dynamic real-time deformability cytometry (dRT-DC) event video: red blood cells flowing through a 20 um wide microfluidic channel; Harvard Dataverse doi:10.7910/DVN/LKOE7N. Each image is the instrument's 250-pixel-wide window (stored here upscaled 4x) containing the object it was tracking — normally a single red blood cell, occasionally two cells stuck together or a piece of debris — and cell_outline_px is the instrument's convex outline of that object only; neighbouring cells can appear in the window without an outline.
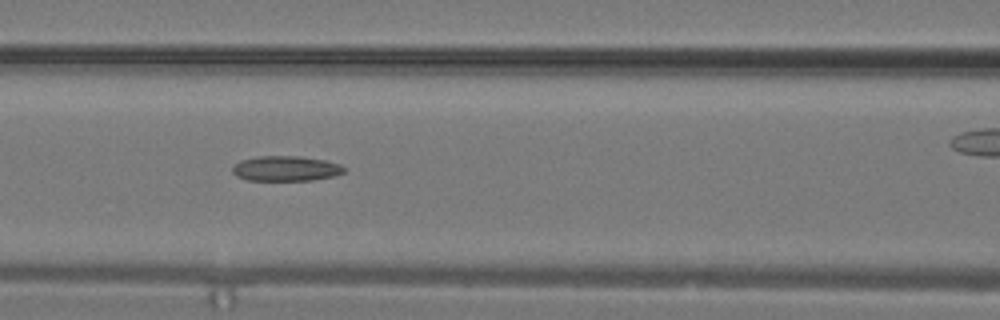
{"species": "common noctule bat (a hibernating species)", "species_latin": "Nyctalus noctula", "temperature_condition": "warm", "stored_images_in_passage": 19, "camera_frame_rate_fps": 3000, "um_per_image_px": 0.085, "animal": {"sex": "male", "body_mass_g": 19.2, "forearm_length_mm": 51.8}, "frame": {"image": 1, "passage_image": 11, "time_ms": 3.333, "image_size_px": [1000, 320], "cell_outline_px": [[348, 168], [344, 172], [336, 176], [312, 180], [248, 180], [236, 176], [232, 172], [232, 164], [240, 160], [260, 156], [300, 156], [324, 160], [340, 164]], "centroid_in_image_um": [24.3, 14.32], "position_along_channel_um": 142.3, "area_um2": 16.53}}
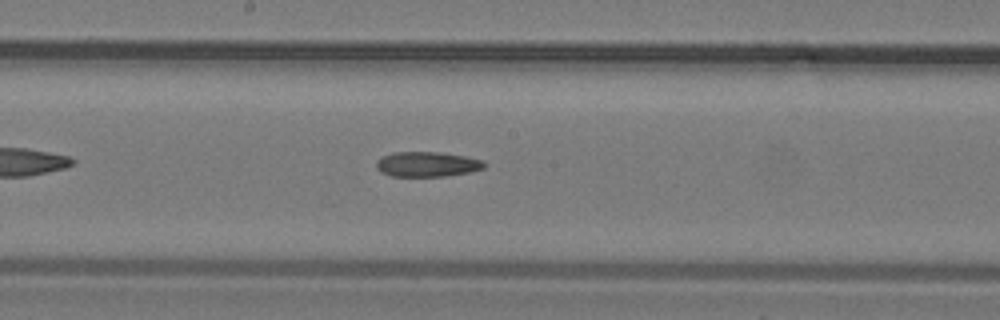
{"frame": {"image": 2, "passage_image": 14, "time_ms": 4.333, "image_size_px": [1000, 320], "cell_outline_px": [[488, 164], [484, 168], [468, 172], [444, 176], [392, 176], [380, 172], [376, 168], [376, 160], [380, 156], [392, 152], [440, 152], [464, 156], [484, 160]], "centroid_in_image_um": [36.28, 13.95], "position_along_channel_um": 211.9, "area_um2": 15.9}}
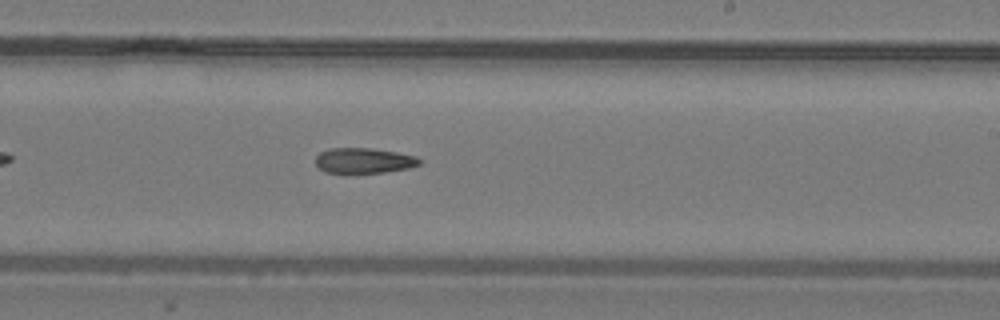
{"frame": {"image": 3, "passage_image": 16, "time_ms": 5.0, "image_size_px": [1000, 320], "cell_outline_px": [[424, 160], [420, 164], [408, 168], [384, 172], [324, 172], [316, 168], [316, 156], [320, 152], [328, 148], [372, 148], [396, 152], [416, 156]], "centroid_in_image_um": [30.92, 13.64], "position_along_channel_um": 258.1, "area_um2": 15.37}}